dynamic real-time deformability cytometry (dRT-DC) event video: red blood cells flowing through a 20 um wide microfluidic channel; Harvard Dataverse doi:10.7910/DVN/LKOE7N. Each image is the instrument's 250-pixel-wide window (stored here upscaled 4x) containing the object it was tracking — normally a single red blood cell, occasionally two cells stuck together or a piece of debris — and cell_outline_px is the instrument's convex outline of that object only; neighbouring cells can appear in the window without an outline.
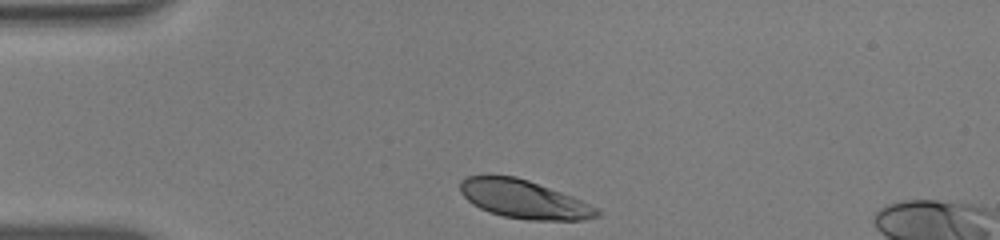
{"species": "human", "species_latin": "Homo sapiens", "temperature_condition": "warm", "stored_images_in_passage": 32, "camera_frame_rate_fps": 3000, "um_per_image_px": 0.085, "donor": {"sex": "male"}, "frame": {"image": 1, "passage_image": 1, "time_ms": 0.0, "image_size_px": [1000, 240], "cell_outline_px": [[600, 216], [584, 220], [528, 220], [504, 216], [488, 212], [472, 204], [460, 192], [460, 180], [468, 176], [516, 176], [528, 180], [572, 196], [600, 208]], "centroid_in_image_um": [44.56, 16.95], "position_along_channel_um": 40.4, "area_um2": 30.58}}
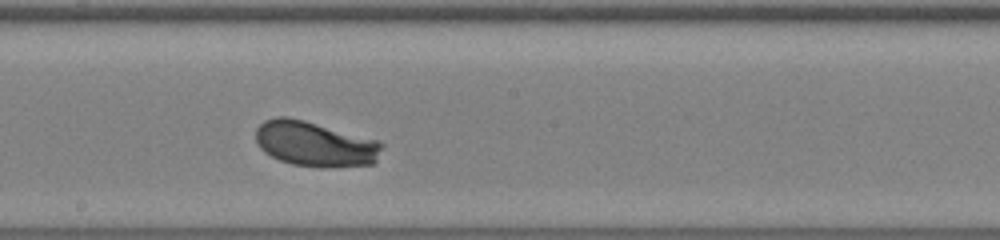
{"frame": {"image": 2, "passage_image": 18, "time_ms": 5.667, "image_size_px": [1000, 240], "cell_outline_px": [[384, 144], [376, 160], [372, 164], [328, 168], [320, 168], [292, 164], [280, 160], [264, 152], [256, 144], [256, 128], [264, 120], [276, 116], [288, 116], [304, 120], [376, 140]], "centroid_in_image_um": [26.73, 12.24], "position_along_channel_um": 221.5, "area_um2": 33.23}}
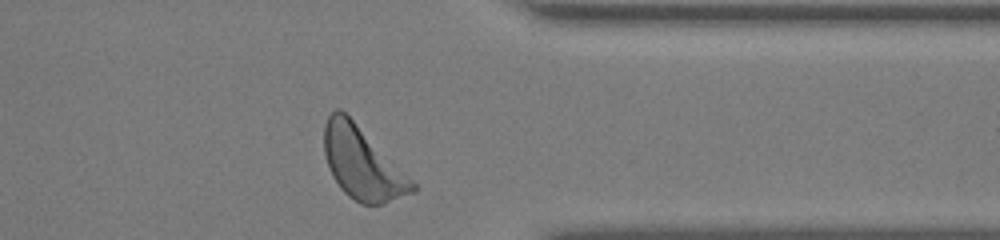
{"frame": {"image": 3, "passage_image": 31, "time_ms": 10.0, "image_size_px": [1000, 240], "cell_outline_px": [[420, 188], [416, 192], [380, 204], [360, 204], [348, 196], [340, 188], [332, 176], [324, 152], [324, 124], [328, 116], [336, 108], [340, 108]], "centroid_in_image_um": [30.78, 13.91], "position_along_channel_um": 380.6, "area_um2": 36.3}, "authors_computed_cell_mechanics": {"area_um2": 32.5125, "velocity_mm_per_s": 3.8318, "shape_relaxation_time_tau1_ms": 1.4722, "shape_relaxation_time_tau2_ms": null, "deformation_change_tau1": 0.1472, "deformation_change_tau2": null}}